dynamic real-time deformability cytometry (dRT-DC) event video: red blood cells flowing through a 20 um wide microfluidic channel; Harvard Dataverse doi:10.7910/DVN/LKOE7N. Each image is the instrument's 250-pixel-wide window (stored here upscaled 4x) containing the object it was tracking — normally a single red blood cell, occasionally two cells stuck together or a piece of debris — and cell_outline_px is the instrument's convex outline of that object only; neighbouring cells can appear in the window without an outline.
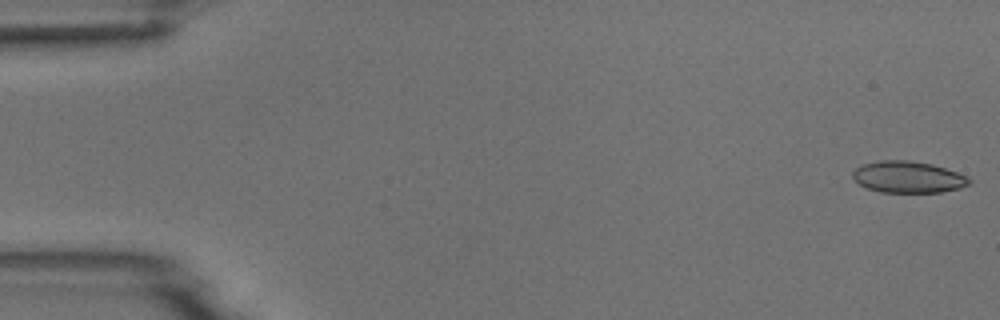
{"species": "common noctule bat (a hibernating species)", "species_latin": "Nyctalus noctula", "temperature_condition": "room temperature", "stored_images_in_passage": 4, "camera_frame_rate_fps": 3000, "um_per_image_px": 0.085, "animal": {"sex": "male", "body_mass_g": 18.8}, "frame": {"image": 1, "passage_image": 1, "time_ms": 0.0, "image_size_px": [1000, 320], "cell_outline_px": [[972, 184], [960, 188], [940, 192], [880, 192], [868, 188], [860, 184], [852, 176], [852, 172], [856, 168], [864, 164], [880, 160], [908, 160], [932, 164], [968, 176], [972, 180]], "centroid_in_image_um": [77.22, 15.05], "position_along_channel_um": 7.8, "area_um2": 21.39}}